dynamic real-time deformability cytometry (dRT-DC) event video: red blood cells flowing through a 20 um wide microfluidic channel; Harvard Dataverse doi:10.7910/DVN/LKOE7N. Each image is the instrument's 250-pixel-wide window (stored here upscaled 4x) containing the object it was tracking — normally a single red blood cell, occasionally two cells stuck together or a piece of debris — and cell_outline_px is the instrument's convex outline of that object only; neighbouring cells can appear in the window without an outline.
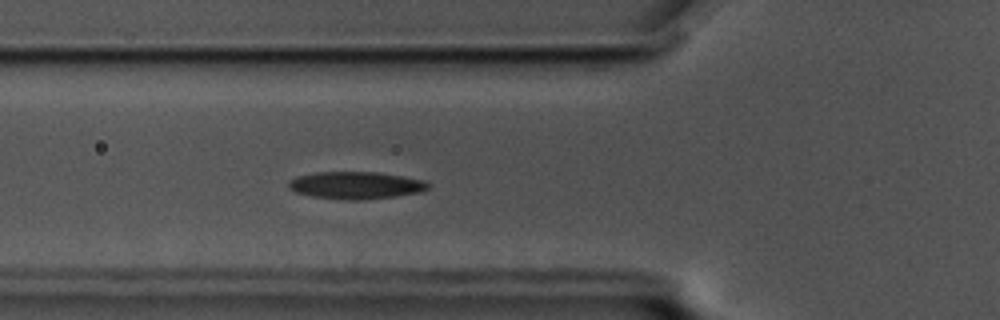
{"species": "common noctule bat (a hibernating species)", "species_latin": "Nyctalus noctula", "temperature_condition": "cold", "stored_images_in_passage": 43, "camera_frame_rate_fps": 3000, "um_per_image_px": 0.085, "animal": {"sex": "male", "body_mass_g": 17.5, "forearm_length_mm": 52.3}, "frame": {"image": 1, "passage_image": 6, "time_ms": 1.667, "image_size_px": [1000, 320], "cell_outline_px": [[428, 188], [420, 192], [396, 196], [360, 200], [348, 200], [312, 196], [296, 192], [288, 188], [288, 180], [296, 176], [316, 172], [376, 172], [424, 180], [428, 184]], "centroid_in_image_um": [30.19, 15.75], "position_along_channel_um": 95.6, "area_um2": 22.08}}
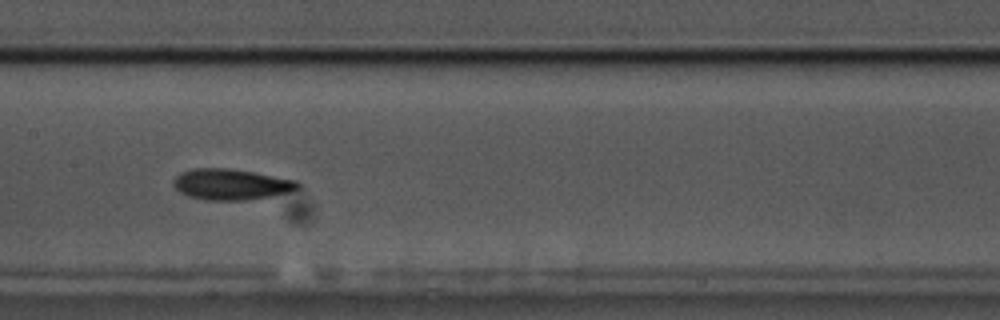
{"frame": {"image": 2, "passage_image": 14, "time_ms": 4.333, "image_size_px": [1000, 320], "cell_outline_px": [[304, 184], [300, 188], [288, 192], [272, 196], [248, 200], [204, 200], [188, 196], [180, 192], [172, 184], [172, 180], [180, 172], [192, 168], [228, 168], [252, 172], [296, 180]], "centroid_in_image_um": [19.64, 15.67], "position_along_channel_um": 187.8, "area_um2": 22.6}}
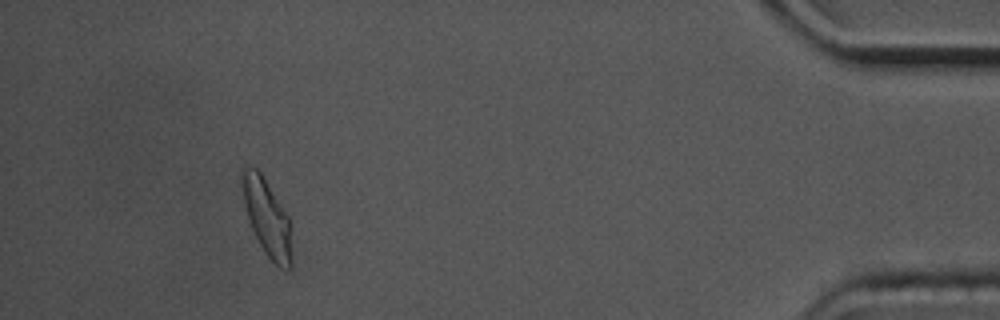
{"frame": {"image": 3, "passage_image": 39, "time_ms": 12.667, "image_size_px": [1000, 320], "cell_outline_px": [[292, 268], [280, 268], [264, 252], [256, 240], [248, 220], [244, 204], [240, 176], [240, 172], [244, 168], [256, 168], [260, 172], [288, 216], [292, 256]], "centroid_in_image_um": [22.67, 18.52], "position_along_channel_um": 412.5, "area_um2": 21.96}, "authors_computed_cell_mechanics": {"area_um2": 21.9062, "velocity_mm_per_s": 3.4526, "shape_relaxation_time_tau1_ms": 6.152, "shape_relaxation_time_tau2_ms": 2.2537, "deformation_change_tau1": 0.1534, "deformation_change_tau2": 0.0929}}